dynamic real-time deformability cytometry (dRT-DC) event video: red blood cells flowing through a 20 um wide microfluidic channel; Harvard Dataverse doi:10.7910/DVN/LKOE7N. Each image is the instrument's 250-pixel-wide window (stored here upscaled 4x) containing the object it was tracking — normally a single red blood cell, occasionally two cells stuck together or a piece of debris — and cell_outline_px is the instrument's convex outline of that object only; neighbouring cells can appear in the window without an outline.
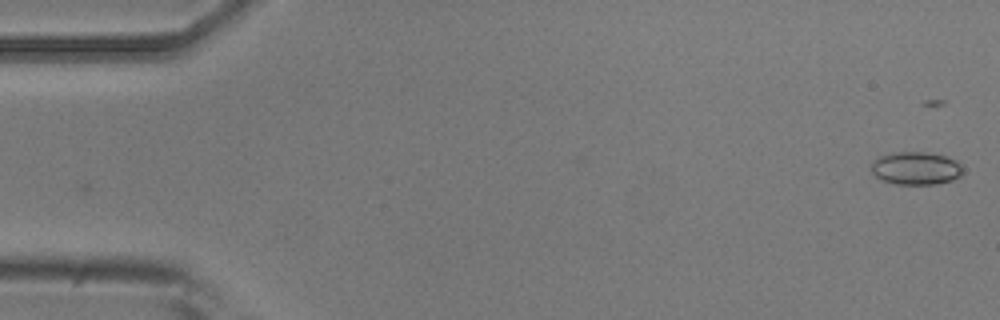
{"species": "common noctule bat (a hibernating species)", "species_latin": "Nyctalus noctula", "temperature_condition": "room temperature", "stored_images_in_passage": 6, "camera_frame_rate_fps": 3000, "um_per_image_px": 0.085, "animal": {"sex": "male", "body_mass_g": 20.5, "forearm_length_mm": 52.5}, "frame": {"image": 1, "passage_image": 1, "time_ms": 0.0, "image_size_px": [1000, 320], "cell_outline_px": [[964, 172], [960, 176], [952, 180], [936, 184], [896, 184], [884, 180], [876, 176], [872, 172], [872, 160], [880, 156], [896, 152], [924, 152], [944, 156], [956, 160], [960, 164]], "centroid_in_image_um": [77.87, 14.3], "position_along_channel_um": 7.1, "area_um2": 17.46}}
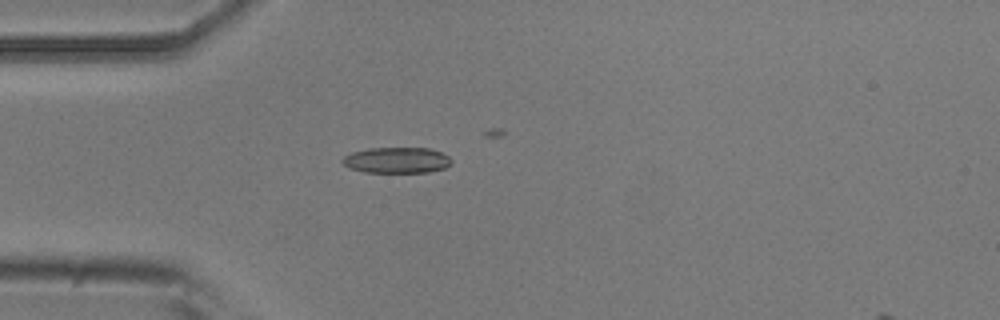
{"frame": {"image": 2, "passage_image": 5, "time_ms": 4.667, "image_size_px": [1000, 320], "cell_outline_px": [[452, 160], [444, 168], [428, 172], [364, 172], [348, 168], [340, 160], [344, 156], [352, 152], [368, 148], [428, 148], [440, 152], [448, 156]], "centroid_in_image_um": [33.67, 13.61], "position_along_channel_um": 51.3, "area_um2": 16.36}}